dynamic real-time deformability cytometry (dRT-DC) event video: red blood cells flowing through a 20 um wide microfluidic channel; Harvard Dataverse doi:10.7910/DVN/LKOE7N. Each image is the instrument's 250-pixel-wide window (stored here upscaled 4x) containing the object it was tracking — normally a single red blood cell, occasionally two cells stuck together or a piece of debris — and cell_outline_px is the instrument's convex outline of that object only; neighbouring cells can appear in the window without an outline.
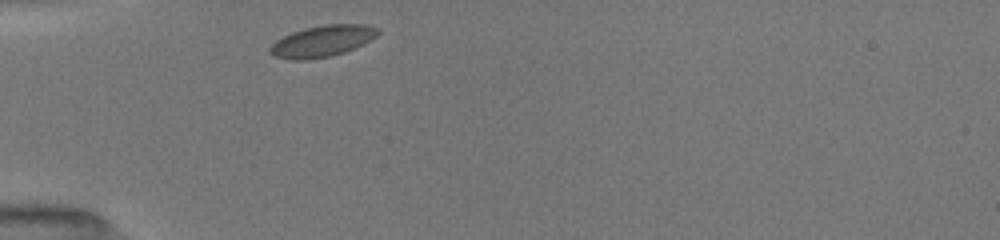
{"species": "common noctule bat (a hibernating species)", "species_latin": "Nyctalus noctula", "temperature_condition": "room temperature", "stored_images_in_passage": 30, "camera_frame_rate_fps": 3000, "um_per_image_px": 0.085, "animal": {"sex": "female", "body_mass_g": 19.5, "forearm_length_mm": 54.1}, "frame": {"image": 1, "passage_image": 1, "time_ms": 0.0, "image_size_px": [1000, 240], "cell_outline_px": [[380, 32], [376, 36], [344, 52], [328, 56], [304, 60], [292, 60], [272, 56], [268, 52], [268, 48], [276, 40], [292, 32], [304, 28], [324, 24], [364, 24], [380, 28]], "centroid_in_image_um": [27.34, 3.48], "position_along_channel_um": 57.7, "area_um2": 19.59}}
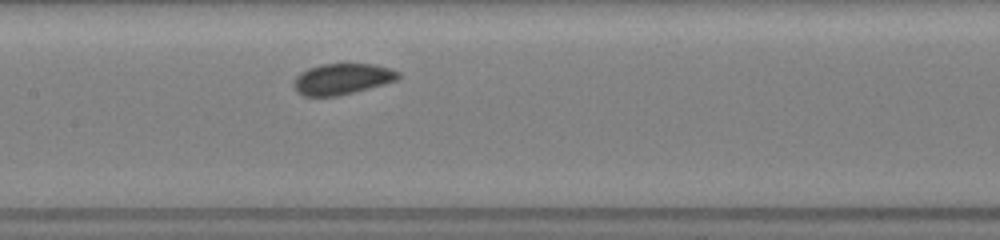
{"frame": {"image": 2, "passage_image": 11, "time_ms": 3.333, "image_size_px": [1000, 240], "cell_outline_px": [[400, 76], [396, 80], [384, 84], [340, 96], [304, 96], [296, 92], [292, 84], [296, 76], [300, 72], [308, 68], [320, 64], [372, 64], [392, 68], [400, 72]], "centroid_in_image_um": [29.06, 6.71], "position_along_channel_um": 178.3, "area_um2": 19.07}}
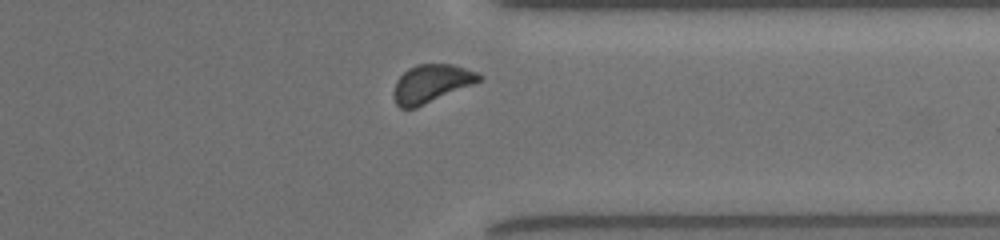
{"frame": {"image": 3, "passage_image": 26, "time_ms": 8.333, "image_size_px": [1000, 240], "cell_outline_px": [[484, 80], [416, 108], [400, 108], [396, 104], [392, 92], [396, 80], [408, 68], [416, 64], [452, 64], [480, 72], [484, 76]], "centroid_in_image_um": [36.7, 7.09], "position_along_channel_um": 374.7, "area_um2": 19.31}}